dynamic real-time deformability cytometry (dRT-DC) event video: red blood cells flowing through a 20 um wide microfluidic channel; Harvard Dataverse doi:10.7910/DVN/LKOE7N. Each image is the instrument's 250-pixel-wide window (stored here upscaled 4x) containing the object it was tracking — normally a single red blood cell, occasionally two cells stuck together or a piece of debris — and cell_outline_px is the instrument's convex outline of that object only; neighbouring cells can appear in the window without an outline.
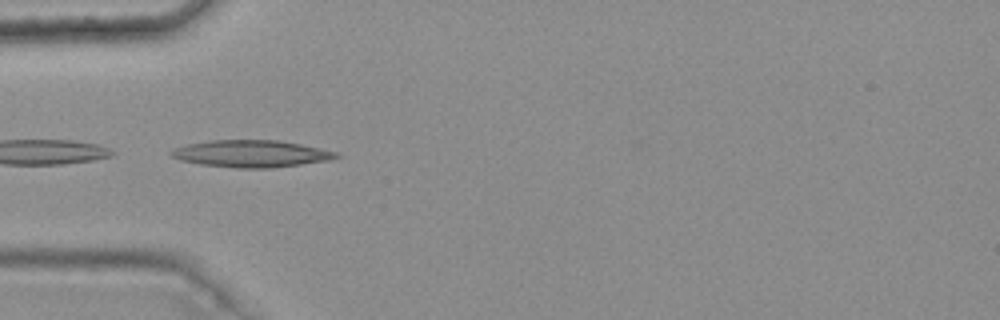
{"species": "common noctule bat (a hibernating species)", "species_latin": "Nyctalus noctula", "temperature_condition": "warm", "stored_images_in_passage": 5, "camera_frame_rate_fps": 3000, "um_per_image_px": 0.085, "animal": {"sex": "female", "body_mass_g": 25.1}, "frame": {"image": 1, "passage_image": 5, "time_ms": 1.333, "image_size_px": [1000, 320], "cell_outline_px": [[340, 156], [328, 160], [272, 168], [236, 168], [200, 164], [180, 160], [172, 156], [168, 152], [172, 148], [188, 144], [208, 140], [280, 140], [340, 152]], "centroid_in_image_um": [21.33, 13.06], "position_along_channel_um": 63.7, "area_um2": 26.07}}